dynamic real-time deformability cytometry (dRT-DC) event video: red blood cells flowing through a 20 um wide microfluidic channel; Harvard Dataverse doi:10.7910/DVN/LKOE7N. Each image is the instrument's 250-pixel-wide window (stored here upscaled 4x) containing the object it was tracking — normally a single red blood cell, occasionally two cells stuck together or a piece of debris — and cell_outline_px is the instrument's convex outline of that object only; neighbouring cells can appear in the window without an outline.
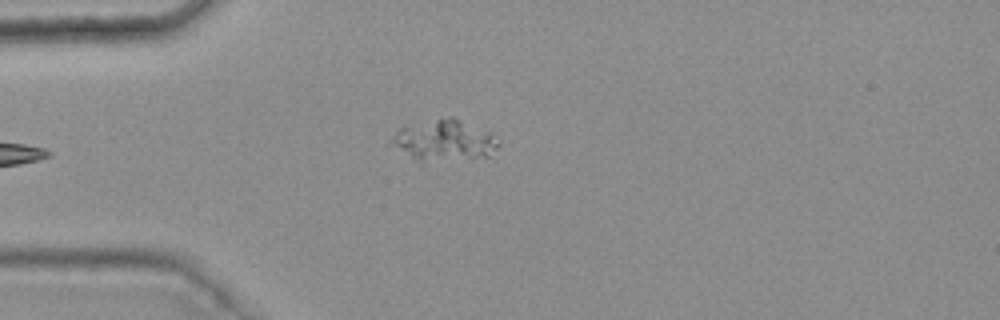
{"species": "common noctule bat (a hibernating species)", "species_latin": "Nyctalus noctula", "temperature_condition": "warm", "stored_images_in_passage": 5, "camera_frame_rate_fps": 3000, "um_per_image_px": 0.085, "animal": {"sex": "female", "body_mass_g": 25.1}, "frame": {"image": 1, "passage_image": 5, "time_ms": 1.333, "image_size_px": [1000, 320], "cell_outline_px": [[500, 144], [488, 156], [424, 164], [420, 164], [388, 144], [388, 140], [400, 128], [448, 116], [452, 116], [492, 132], [500, 140]], "centroid_in_image_um": [37.73, 11.98], "position_along_channel_um": 47.3, "area_um2": 26.36}}